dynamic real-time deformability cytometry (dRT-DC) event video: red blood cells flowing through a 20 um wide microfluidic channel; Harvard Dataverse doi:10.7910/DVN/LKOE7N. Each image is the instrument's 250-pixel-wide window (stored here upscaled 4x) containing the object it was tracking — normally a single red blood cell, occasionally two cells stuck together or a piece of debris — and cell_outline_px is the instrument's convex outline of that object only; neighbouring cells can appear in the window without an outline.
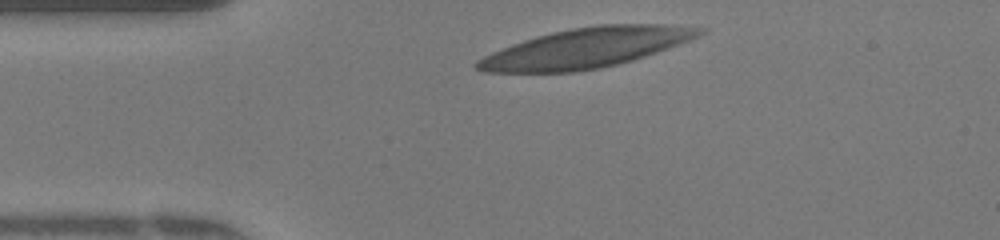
{"species": "human", "species_latin": "Homo sapiens", "temperature_condition": "warm", "stored_images_in_passage": 32, "camera_frame_rate_fps": 3000, "um_per_image_px": 0.085, "donor": {"sex": "female"}, "frame": {"image": 1, "passage_image": 3, "time_ms": 0.667, "image_size_px": [1000, 240], "cell_outline_px": [[708, 28], [700, 36], [656, 52], [632, 60], [600, 68], [576, 72], [484, 72], [476, 68], [472, 64], [476, 60], [492, 52], [512, 44], [536, 36], [552, 32], [572, 28], [600, 24], [660, 24]], "centroid_in_image_um": [49.8, 4.07], "position_along_channel_um": 35.2, "area_um2": 51.21}}
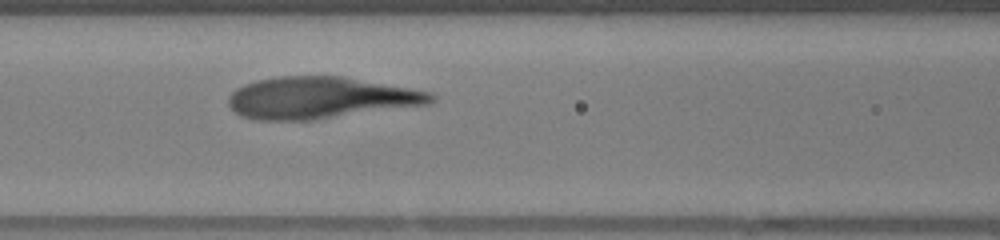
{"frame": {"image": 2, "passage_image": 13, "time_ms": 4.0, "image_size_px": [1000, 240], "cell_outline_px": [[436, 100], [432, 104], [308, 120], [252, 120], [240, 116], [228, 104], [228, 96], [236, 88], [244, 84], [256, 80], [280, 76], [340, 76], [432, 92], [436, 96]], "centroid_in_image_um": [27.22, 8.31], "position_along_channel_um": 139.4, "area_um2": 49.19}}
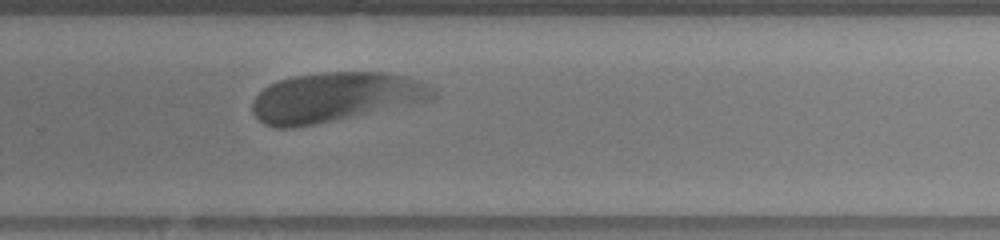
{"frame": {"image": 3, "passage_image": 25, "time_ms": 8.0, "image_size_px": [1000, 240], "cell_outline_px": [[436, 96], [432, 100], [316, 124], [292, 128], [276, 128], [264, 124], [252, 112], [252, 100], [268, 84], [292, 76], [320, 72], [384, 72], [404, 76], [416, 80], [424, 84], [436, 92]], "centroid_in_image_um": [28.45, 8.26], "position_along_channel_um": 301.3, "area_um2": 51.9}}